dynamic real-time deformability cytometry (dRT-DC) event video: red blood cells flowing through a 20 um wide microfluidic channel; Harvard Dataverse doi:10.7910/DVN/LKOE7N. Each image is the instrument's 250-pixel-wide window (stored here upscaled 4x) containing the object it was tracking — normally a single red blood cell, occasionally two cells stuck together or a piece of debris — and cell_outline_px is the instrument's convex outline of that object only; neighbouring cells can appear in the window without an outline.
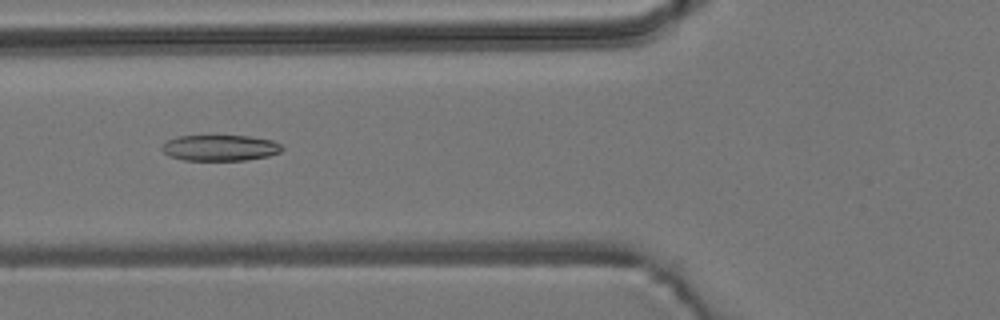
{"species": "common noctule bat (a hibernating species)", "species_latin": "Nyctalus noctula", "temperature_condition": "room temperature", "stored_images_in_passage": 54, "camera_frame_rate_fps": 3000, "um_per_image_px": 0.085, "animal": {"sex": "male", "body_mass_g": 19.2, "forearm_length_mm": 51.8}, "frame": {"image": 1, "passage_image": 21, "time_ms": 6.667, "image_size_px": [1000, 320], "cell_outline_px": [[284, 148], [280, 152], [268, 156], [244, 160], [184, 160], [168, 156], [160, 148], [168, 140], [176, 136], [248, 136], [272, 140], [280, 144]], "centroid_in_image_um": [18.69, 12.57], "position_along_channel_um": 107.1, "area_um2": 18.09}}
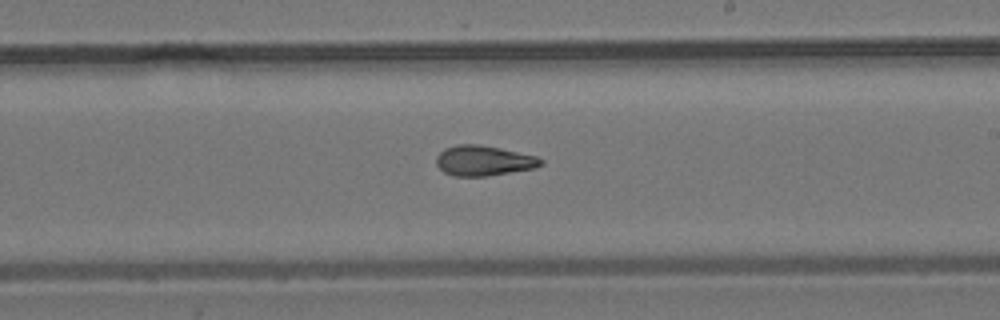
{"frame": {"image": 2, "passage_image": 32, "time_ms": 10.333, "image_size_px": [1000, 320], "cell_outline_px": [[544, 164], [536, 168], [488, 176], [452, 176], [444, 172], [436, 164], [436, 156], [444, 148], [456, 144], [480, 144], [500, 148], [536, 156], [544, 160]], "centroid_in_image_um": [41.11, 13.65], "position_along_channel_um": 247.9, "area_um2": 18.61}}
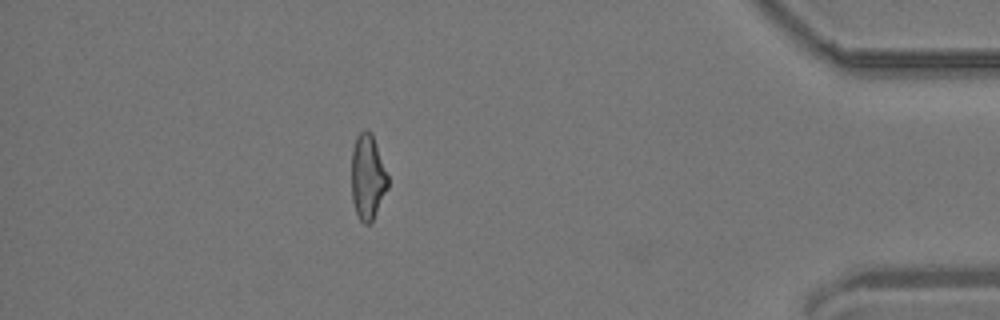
{"frame": {"image": 3, "passage_image": 48, "time_ms": 15.667, "image_size_px": [1000, 320], "cell_outline_px": [[388, 188], [372, 220], [368, 224], [364, 224], [360, 220], [356, 212], [352, 200], [352, 152], [356, 136], [364, 128], [368, 128], [372, 132], [388, 176]], "centroid_in_image_um": [31.25, 15.0], "position_along_channel_um": 404.0, "area_um2": 18.03}, "authors_computed_cell_mechanics": {"area_um2": 18.785, "velocity_mm_per_s": 3.8282, "shape_relaxation_time_tau1_ms": null, "shape_relaxation_time_tau2_ms": 3.1651, "deformation_change_tau1": null, "deformation_change_tau2": 0.1091}}